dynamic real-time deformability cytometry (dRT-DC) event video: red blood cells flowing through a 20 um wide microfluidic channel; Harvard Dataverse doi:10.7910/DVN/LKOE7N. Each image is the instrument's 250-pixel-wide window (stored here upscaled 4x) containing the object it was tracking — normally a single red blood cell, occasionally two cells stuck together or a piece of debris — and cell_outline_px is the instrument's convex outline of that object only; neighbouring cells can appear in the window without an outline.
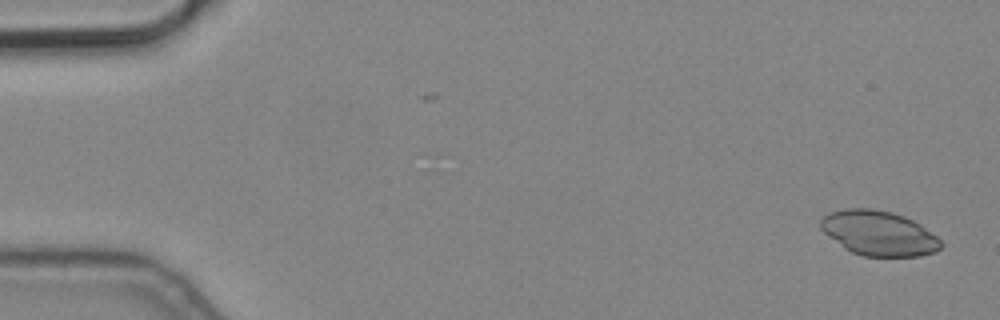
{"species": "common noctule bat (a hibernating species)", "species_latin": "Nyctalus noctula", "temperature_condition": "cold", "stored_images_in_passage": 5, "camera_frame_rate_fps": 3000, "um_per_image_px": 0.085, "animal": {"sex": "male", "body_mass_g": 19.2, "forearm_length_mm": 51.8}, "frame": {"image": 1, "passage_image": 1, "time_ms": 0.0, "image_size_px": [1000, 320], "cell_outline_px": [[944, 244], [936, 252], [920, 256], [864, 256], [852, 252], [844, 248], [828, 236], [820, 228], [820, 220], [824, 216], [832, 212], [844, 208], [872, 208], [892, 212], [904, 216], [920, 224], [936, 236]], "centroid_in_image_um": [74.7, 19.82], "position_along_channel_um": 10.3, "area_um2": 31.39}}